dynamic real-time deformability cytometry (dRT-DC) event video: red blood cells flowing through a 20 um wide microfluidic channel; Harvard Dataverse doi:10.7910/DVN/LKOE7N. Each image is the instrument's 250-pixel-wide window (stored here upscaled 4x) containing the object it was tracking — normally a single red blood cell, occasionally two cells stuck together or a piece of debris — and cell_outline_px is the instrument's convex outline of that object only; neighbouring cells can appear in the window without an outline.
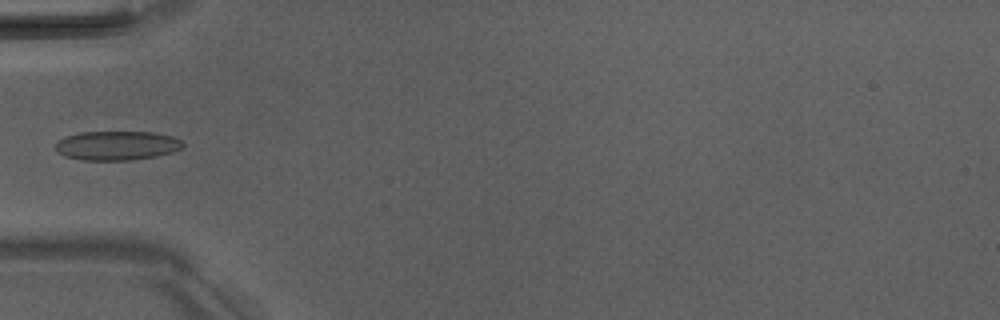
{"species": "Egyptian fruit bat (a non-hibernating species)", "species_latin": "Rousettus aegyptiacus", "temperature_condition": "room temperature", "stored_images_in_passage": 5, "camera_frame_rate_fps": 3000, "um_per_image_px": 0.085, "animal": {"sex": "male"}, "frame": {"image": 1, "passage_image": 5, "time_ms": 4.667, "image_size_px": [1000, 320], "cell_outline_px": [[184, 144], [180, 148], [172, 152], [156, 156], [132, 160], [84, 160], [64, 156], [56, 152], [56, 144], [60, 140], [68, 136], [80, 132], [152, 132], [172, 136], [180, 140]], "centroid_in_image_um": [9.93, 12.38], "position_along_channel_um": 75.1, "area_um2": 21.5}}